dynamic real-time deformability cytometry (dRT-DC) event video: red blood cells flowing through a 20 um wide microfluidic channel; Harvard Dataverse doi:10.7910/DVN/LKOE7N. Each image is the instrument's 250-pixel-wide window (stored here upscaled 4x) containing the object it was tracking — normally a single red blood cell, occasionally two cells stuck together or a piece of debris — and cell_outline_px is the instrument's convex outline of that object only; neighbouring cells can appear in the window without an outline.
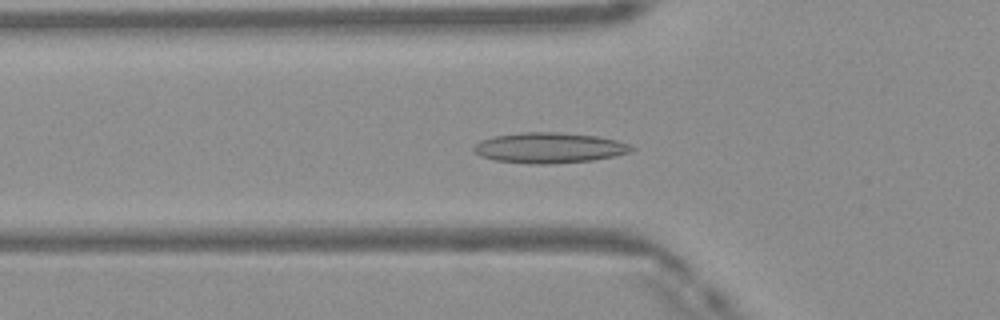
{"species": "Egyptian fruit bat (a non-hibernating species)", "species_latin": "Rousettus aegyptiacus", "temperature_condition": "warm", "stored_images_in_passage": 38, "camera_frame_rate_fps": 3000, "um_per_image_px": 0.085, "frame": {"image": 1, "passage_image": 6, "time_ms": 1.667, "image_size_px": [1000, 320], "cell_outline_px": [[636, 148], [628, 152], [612, 156], [592, 160], [548, 164], [528, 164], [496, 160], [480, 156], [472, 148], [480, 140], [496, 136], [520, 132], [560, 132], [596, 136], [616, 140], [628, 144]], "centroid_in_image_um": [46.66, 12.56], "position_along_channel_um": 79.1, "area_um2": 27.8}}
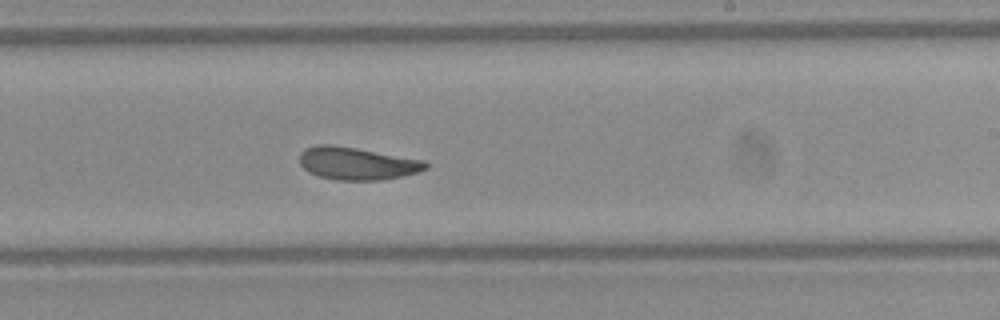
{"frame": {"image": 2, "passage_image": 19, "time_ms": 6.0, "image_size_px": [1000, 320], "cell_outline_px": [[428, 168], [420, 172], [380, 180], [336, 180], [320, 176], [308, 172], [300, 164], [300, 152], [304, 148], [316, 144], [332, 144], [356, 148], [424, 160], [428, 164]], "centroid_in_image_um": [30.32, 13.88], "position_along_channel_um": 258.7, "area_um2": 23.99}}
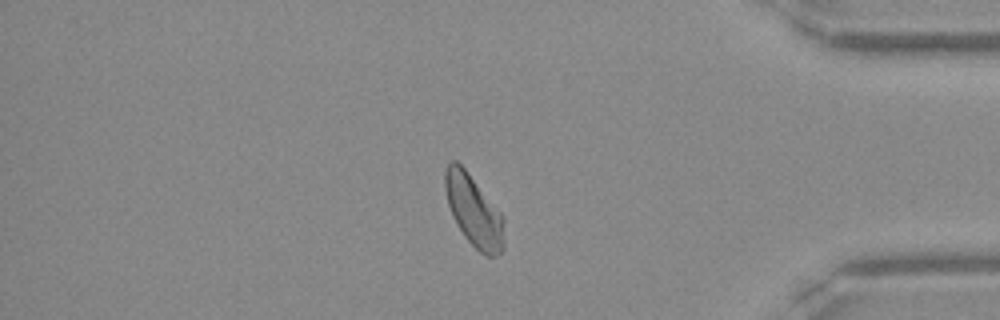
{"frame": {"image": 3, "passage_image": 31, "time_ms": 10.0, "image_size_px": [1000, 320], "cell_outline_px": [[504, 248], [496, 256], [484, 256], [464, 236], [452, 216], [448, 204], [444, 188], [444, 168], [448, 160], [456, 160], [464, 168], [504, 216]], "centroid_in_image_um": [40.26, 17.91], "position_along_channel_um": 394.9, "area_um2": 24.68}, "authors_computed_cell_mechanics": {"area_um2": 24.3627, "velocity_mm_per_s": 4.1225, "shape_relaxation_time_tau1_ms": 7.513, "shape_relaxation_time_tau2_ms": 3.1354, "deformation_change_tau1": 0.1729, "deformation_change_tau2": 0.0969}}